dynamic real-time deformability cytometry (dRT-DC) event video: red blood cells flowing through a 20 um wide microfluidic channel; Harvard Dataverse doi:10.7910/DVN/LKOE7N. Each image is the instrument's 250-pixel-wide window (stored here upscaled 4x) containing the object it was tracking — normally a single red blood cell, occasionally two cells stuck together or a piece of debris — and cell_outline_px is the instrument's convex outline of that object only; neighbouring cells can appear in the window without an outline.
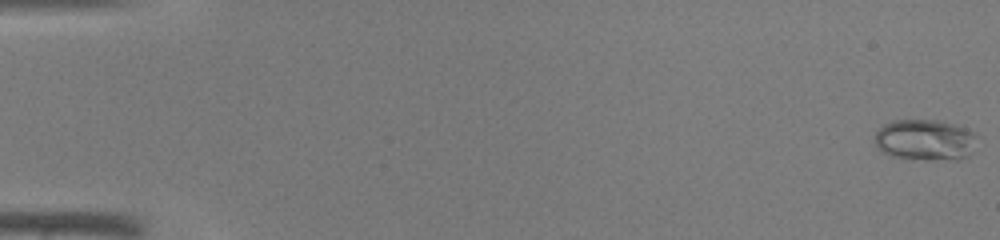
{"species": "common noctule bat (a hibernating species)", "species_latin": "Nyctalus noctula", "temperature_condition": "warm", "stored_images_in_passage": 46, "camera_frame_rate_fps": 3000, "um_per_image_px": 0.085, "animal": {"sex": "male", "body_mass_g": 19.0, "forearm_length_mm": 50.8}, "frame": {"image": 1, "passage_image": 1, "time_ms": 0.0, "image_size_px": [1000, 240], "cell_outline_px": [[976, 136], [972, 152], [968, 156], [960, 160], [924, 160], [892, 156], [880, 152], [876, 148], [876, 132], [884, 124], [892, 120], [940, 120], [964, 128], [972, 132]], "centroid_in_image_um": [78.62, 11.91], "position_along_channel_um": 6.4, "area_um2": 24.62}}
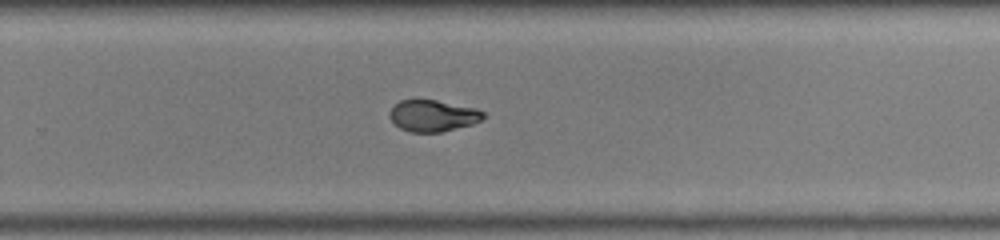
{"frame": {"image": 2, "passage_image": 31, "time_ms": 10.0, "image_size_px": [1000, 240], "cell_outline_px": [[484, 116], [480, 120], [472, 124], [440, 132], [408, 132], [400, 128], [388, 116], [388, 112], [400, 100], [436, 100], [476, 108], [484, 112]], "centroid_in_image_um": [36.77, 9.84], "position_along_channel_um": 293.0, "area_um2": 17.05}}
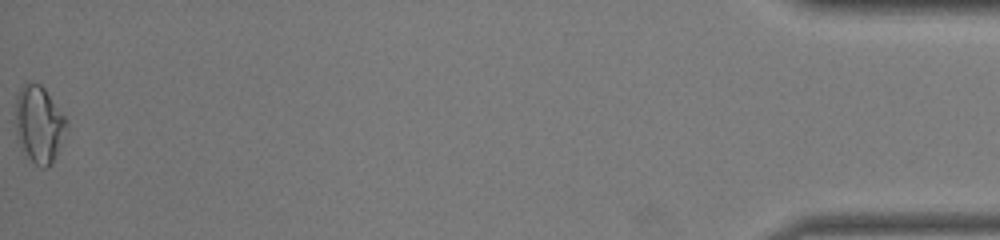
{"frame": {"image": 3, "passage_image": 46, "time_ms": 15.0, "image_size_px": [1000, 240], "cell_outline_px": [[68, 124], [52, 164], [48, 168], [40, 168], [20, 148], [16, 140], [16, 96], [20, 88], [24, 84], [40, 84], [44, 88], [68, 120]], "centroid_in_image_um": [3.31, 10.59], "position_along_channel_um": 431.9, "area_um2": 22.77}}